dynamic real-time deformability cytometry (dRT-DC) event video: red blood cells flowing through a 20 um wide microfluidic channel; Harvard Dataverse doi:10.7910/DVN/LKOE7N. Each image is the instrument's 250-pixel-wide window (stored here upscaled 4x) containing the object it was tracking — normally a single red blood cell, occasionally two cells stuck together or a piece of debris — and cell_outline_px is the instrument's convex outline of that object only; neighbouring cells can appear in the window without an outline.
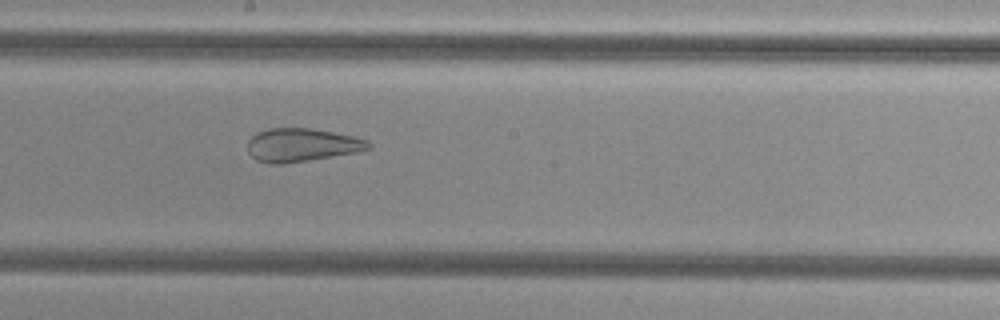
{"species": "common noctule bat (a hibernating species)", "species_latin": "Nyctalus noctula", "temperature_condition": "cold", "stored_images_in_passage": 44, "camera_frame_rate_fps": 3000, "um_per_image_px": 0.085, "animal": {"sex": "female", "body_mass_g": 29.2, "forearm_length_mm": 56.3}, "frame": {"image": 1, "passage_image": 20, "time_ms": 6.333, "image_size_px": [1000, 320], "cell_outline_px": [[372, 148], [356, 152], [284, 164], [268, 164], [256, 160], [248, 152], [248, 140], [256, 132], [268, 128], [312, 128], [352, 136], [368, 140], [372, 144]], "centroid_in_image_um": [25.62, 12.32], "position_along_channel_um": 222.6, "area_um2": 23.52}}
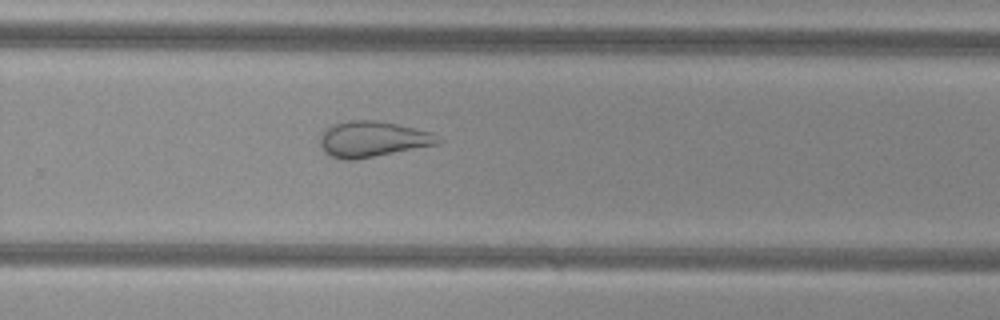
{"frame": {"image": 2, "passage_image": 26, "time_ms": 8.333, "image_size_px": [1000, 320], "cell_outline_px": [[444, 140], [436, 144], [356, 160], [344, 160], [328, 156], [324, 152], [320, 144], [320, 136], [328, 128], [336, 124], [348, 120], [376, 120], [396, 124], [432, 132]], "centroid_in_image_um": [31.66, 11.84], "position_along_channel_um": 298.1, "area_um2": 24.45}}
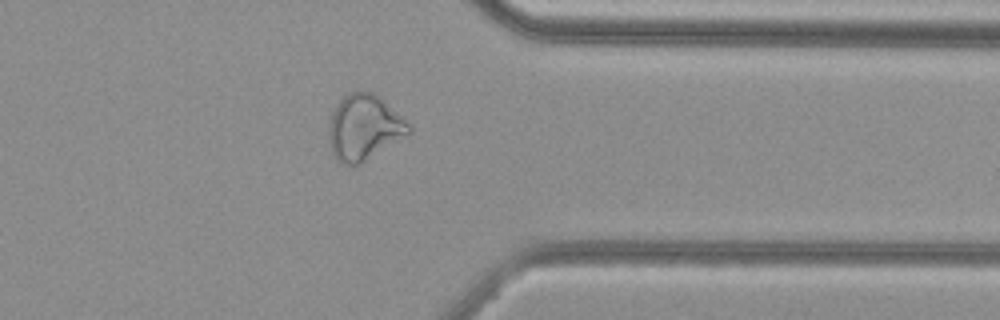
{"frame": {"image": 3, "passage_image": 33, "time_ms": 10.667, "image_size_px": [1000, 320], "cell_outline_px": [[412, 132], [360, 164], [340, 164], [336, 160], [332, 152], [328, 136], [328, 124], [332, 112], [340, 100], [348, 92], [356, 88], [372, 92], [380, 96], [412, 128]], "centroid_in_image_um": [30.91, 10.81], "position_along_channel_um": 380.5, "area_um2": 30.63}}